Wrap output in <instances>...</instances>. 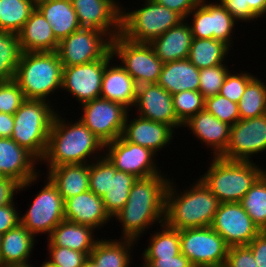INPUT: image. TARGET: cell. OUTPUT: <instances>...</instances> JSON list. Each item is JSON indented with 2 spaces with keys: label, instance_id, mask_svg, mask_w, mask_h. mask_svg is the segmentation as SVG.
Returning <instances> with one entry per match:
<instances>
[{
  "label": "cell",
  "instance_id": "obj_35",
  "mask_svg": "<svg viewBox=\"0 0 266 267\" xmlns=\"http://www.w3.org/2000/svg\"><path fill=\"white\" fill-rule=\"evenodd\" d=\"M151 233L148 246H145L142 258H171L181 253L180 231L165 224L159 225Z\"/></svg>",
  "mask_w": 266,
  "mask_h": 267
},
{
  "label": "cell",
  "instance_id": "obj_56",
  "mask_svg": "<svg viewBox=\"0 0 266 267\" xmlns=\"http://www.w3.org/2000/svg\"><path fill=\"white\" fill-rule=\"evenodd\" d=\"M83 267H98V266L96 265V263L90 257H88L85 260V262L83 264Z\"/></svg>",
  "mask_w": 266,
  "mask_h": 267
},
{
  "label": "cell",
  "instance_id": "obj_13",
  "mask_svg": "<svg viewBox=\"0 0 266 267\" xmlns=\"http://www.w3.org/2000/svg\"><path fill=\"white\" fill-rule=\"evenodd\" d=\"M111 39L92 28H80L59 41L57 54L63 66L103 59L111 51Z\"/></svg>",
  "mask_w": 266,
  "mask_h": 267
},
{
  "label": "cell",
  "instance_id": "obj_28",
  "mask_svg": "<svg viewBox=\"0 0 266 267\" xmlns=\"http://www.w3.org/2000/svg\"><path fill=\"white\" fill-rule=\"evenodd\" d=\"M36 240V237L21 223L7 231L1 237L0 267L31 262L29 257L33 255Z\"/></svg>",
  "mask_w": 266,
  "mask_h": 267
},
{
  "label": "cell",
  "instance_id": "obj_46",
  "mask_svg": "<svg viewBox=\"0 0 266 267\" xmlns=\"http://www.w3.org/2000/svg\"><path fill=\"white\" fill-rule=\"evenodd\" d=\"M47 260L59 267H83L88 256L84 252H78L66 247L47 246Z\"/></svg>",
  "mask_w": 266,
  "mask_h": 267
},
{
  "label": "cell",
  "instance_id": "obj_11",
  "mask_svg": "<svg viewBox=\"0 0 266 267\" xmlns=\"http://www.w3.org/2000/svg\"><path fill=\"white\" fill-rule=\"evenodd\" d=\"M185 20L190 26L193 38L220 40L233 49V32L235 33L238 23L220 2L200 0Z\"/></svg>",
  "mask_w": 266,
  "mask_h": 267
},
{
  "label": "cell",
  "instance_id": "obj_18",
  "mask_svg": "<svg viewBox=\"0 0 266 267\" xmlns=\"http://www.w3.org/2000/svg\"><path fill=\"white\" fill-rule=\"evenodd\" d=\"M81 28L104 32L111 40L121 34L119 0H71Z\"/></svg>",
  "mask_w": 266,
  "mask_h": 267
},
{
  "label": "cell",
  "instance_id": "obj_16",
  "mask_svg": "<svg viewBox=\"0 0 266 267\" xmlns=\"http://www.w3.org/2000/svg\"><path fill=\"white\" fill-rule=\"evenodd\" d=\"M113 58L110 51L103 59L76 66H63L62 91L72 95L79 104L101 96L106 64Z\"/></svg>",
  "mask_w": 266,
  "mask_h": 267
},
{
  "label": "cell",
  "instance_id": "obj_30",
  "mask_svg": "<svg viewBox=\"0 0 266 267\" xmlns=\"http://www.w3.org/2000/svg\"><path fill=\"white\" fill-rule=\"evenodd\" d=\"M200 70L188 59L163 64L158 84L171 95L181 91H199Z\"/></svg>",
  "mask_w": 266,
  "mask_h": 267
},
{
  "label": "cell",
  "instance_id": "obj_8",
  "mask_svg": "<svg viewBox=\"0 0 266 267\" xmlns=\"http://www.w3.org/2000/svg\"><path fill=\"white\" fill-rule=\"evenodd\" d=\"M111 51L137 86L158 83L164 63L149 43L133 42L119 34L111 41Z\"/></svg>",
  "mask_w": 266,
  "mask_h": 267
},
{
  "label": "cell",
  "instance_id": "obj_34",
  "mask_svg": "<svg viewBox=\"0 0 266 267\" xmlns=\"http://www.w3.org/2000/svg\"><path fill=\"white\" fill-rule=\"evenodd\" d=\"M230 51L231 48L220 40L193 38L187 59L200 70L226 63Z\"/></svg>",
  "mask_w": 266,
  "mask_h": 267
},
{
  "label": "cell",
  "instance_id": "obj_25",
  "mask_svg": "<svg viewBox=\"0 0 266 267\" xmlns=\"http://www.w3.org/2000/svg\"><path fill=\"white\" fill-rule=\"evenodd\" d=\"M17 34L23 52L57 51L59 41L53 34L52 26L37 8Z\"/></svg>",
  "mask_w": 266,
  "mask_h": 267
},
{
  "label": "cell",
  "instance_id": "obj_17",
  "mask_svg": "<svg viewBox=\"0 0 266 267\" xmlns=\"http://www.w3.org/2000/svg\"><path fill=\"white\" fill-rule=\"evenodd\" d=\"M210 227L229 247L248 245L261 232L240 202L221 203Z\"/></svg>",
  "mask_w": 266,
  "mask_h": 267
},
{
  "label": "cell",
  "instance_id": "obj_6",
  "mask_svg": "<svg viewBox=\"0 0 266 267\" xmlns=\"http://www.w3.org/2000/svg\"><path fill=\"white\" fill-rule=\"evenodd\" d=\"M52 105L54 103L43 100L26 99L13 114L14 127L11 138L39 161L44 157L51 125L59 111Z\"/></svg>",
  "mask_w": 266,
  "mask_h": 267
},
{
  "label": "cell",
  "instance_id": "obj_22",
  "mask_svg": "<svg viewBox=\"0 0 266 267\" xmlns=\"http://www.w3.org/2000/svg\"><path fill=\"white\" fill-rule=\"evenodd\" d=\"M183 127H187L197 141L211 150V157H220L226 151L231 126L205 109L192 116Z\"/></svg>",
  "mask_w": 266,
  "mask_h": 267
},
{
  "label": "cell",
  "instance_id": "obj_39",
  "mask_svg": "<svg viewBox=\"0 0 266 267\" xmlns=\"http://www.w3.org/2000/svg\"><path fill=\"white\" fill-rule=\"evenodd\" d=\"M255 76L246 86L238 102L240 119H250L266 114V83Z\"/></svg>",
  "mask_w": 266,
  "mask_h": 267
},
{
  "label": "cell",
  "instance_id": "obj_55",
  "mask_svg": "<svg viewBox=\"0 0 266 267\" xmlns=\"http://www.w3.org/2000/svg\"><path fill=\"white\" fill-rule=\"evenodd\" d=\"M244 7L249 9L258 17L266 16V0H242Z\"/></svg>",
  "mask_w": 266,
  "mask_h": 267
},
{
  "label": "cell",
  "instance_id": "obj_2",
  "mask_svg": "<svg viewBox=\"0 0 266 267\" xmlns=\"http://www.w3.org/2000/svg\"><path fill=\"white\" fill-rule=\"evenodd\" d=\"M62 115L58 111L55 114L40 164L53 168L64 164H89L103 157L105 144L79 118L72 122Z\"/></svg>",
  "mask_w": 266,
  "mask_h": 267
},
{
  "label": "cell",
  "instance_id": "obj_51",
  "mask_svg": "<svg viewBox=\"0 0 266 267\" xmlns=\"http://www.w3.org/2000/svg\"><path fill=\"white\" fill-rule=\"evenodd\" d=\"M141 261L146 267H194L182 253L171 258H143Z\"/></svg>",
  "mask_w": 266,
  "mask_h": 267
},
{
  "label": "cell",
  "instance_id": "obj_49",
  "mask_svg": "<svg viewBox=\"0 0 266 267\" xmlns=\"http://www.w3.org/2000/svg\"><path fill=\"white\" fill-rule=\"evenodd\" d=\"M220 4L230 13V15L239 22L255 21L258 17L249 9L244 7L242 0H218Z\"/></svg>",
  "mask_w": 266,
  "mask_h": 267
},
{
  "label": "cell",
  "instance_id": "obj_37",
  "mask_svg": "<svg viewBox=\"0 0 266 267\" xmlns=\"http://www.w3.org/2000/svg\"><path fill=\"white\" fill-rule=\"evenodd\" d=\"M240 204L260 231H266V171L256 180Z\"/></svg>",
  "mask_w": 266,
  "mask_h": 267
},
{
  "label": "cell",
  "instance_id": "obj_58",
  "mask_svg": "<svg viewBox=\"0 0 266 267\" xmlns=\"http://www.w3.org/2000/svg\"><path fill=\"white\" fill-rule=\"evenodd\" d=\"M40 267H59V266H56L54 264H51L47 259L43 262V264H41Z\"/></svg>",
  "mask_w": 266,
  "mask_h": 267
},
{
  "label": "cell",
  "instance_id": "obj_53",
  "mask_svg": "<svg viewBox=\"0 0 266 267\" xmlns=\"http://www.w3.org/2000/svg\"><path fill=\"white\" fill-rule=\"evenodd\" d=\"M259 267H266V231H261L249 244Z\"/></svg>",
  "mask_w": 266,
  "mask_h": 267
},
{
  "label": "cell",
  "instance_id": "obj_10",
  "mask_svg": "<svg viewBox=\"0 0 266 267\" xmlns=\"http://www.w3.org/2000/svg\"><path fill=\"white\" fill-rule=\"evenodd\" d=\"M180 248L194 267H212L225 264L229 246L207 226L180 230Z\"/></svg>",
  "mask_w": 266,
  "mask_h": 267
},
{
  "label": "cell",
  "instance_id": "obj_60",
  "mask_svg": "<svg viewBox=\"0 0 266 267\" xmlns=\"http://www.w3.org/2000/svg\"><path fill=\"white\" fill-rule=\"evenodd\" d=\"M212 267H227V265L226 264H223V265L212 266Z\"/></svg>",
  "mask_w": 266,
  "mask_h": 267
},
{
  "label": "cell",
  "instance_id": "obj_24",
  "mask_svg": "<svg viewBox=\"0 0 266 267\" xmlns=\"http://www.w3.org/2000/svg\"><path fill=\"white\" fill-rule=\"evenodd\" d=\"M116 60L111 59L105 66L100 97L123 104L130 111L131 109L133 111L137 84L127 71L115 62Z\"/></svg>",
  "mask_w": 266,
  "mask_h": 267
},
{
  "label": "cell",
  "instance_id": "obj_3",
  "mask_svg": "<svg viewBox=\"0 0 266 267\" xmlns=\"http://www.w3.org/2000/svg\"><path fill=\"white\" fill-rule=\"evenodd\" d=\"M170 178L165 192L164 224L184 230L211 226L221 202L197 177L183 191Z\"/></svg>",
  "mask_w": 266,
  "mask_h": 267
},
{
  "label": "cell",
  "instance_id": "obj_12",
  "mask_svg": "<svg viewBox=\"0 0 266 267\" xmlns=\"http://www.w3.org/2000/svg\"><path fill=\"white\" fill-rule=\"evenodd\" d=\"M81 122L104 144L122 136L130 111L123 104L99 97L81 104Z\"/></svg>",
  "mask_w": 266,
  "mask_h": 267
},
{
  "label": "cell",
  "instance_id": "obj_14",
  "mask_svg": "<svg viewBox=\"0 0 266 267\" xmlns=\"http://www.w3.org/2000/svg\"><path fill=\"white\" fill-rule=\"evenodd\" d=\"M262 152L266 153V114L239 119L232 125L226 151L220 157L226 160L252 162V157Z\"/></svg>",
  "mask_w": 266,
  "mask_h": 267
},
{
  "label": "cell",
  "instance_id": "obj_43",
  "mask_svg": "<svg viewBox=\"0 0 266 267\" xmlns=\"http://www.w3.org/2000/svg\"><path fill=\"white\" fill-rule=\"evenodd\" d=\"M230 70L226 75L219 94L232 102L238 103L242 94L245 92L247 84L256 76L246 70L236 71Z\"/></svg>",
  "mask_w": 266,
  "mask_h": 267
},
{
  "label": "cell",
  "instance_id": "obj_38",
  "mask_svg": "<svg viewBox=\"0 0 266 267\" xmlns=\"http://www.w3.org/2000/svg\"><path fill=\"white\" fill-rule=\"evenodd\" d=\"M22 53L18 34L0 30V82L14 80Z\"/></svg>",
  "mask_w": 266,
  "mask_h": 267
},
{
  "label": "cell",
  "instance_id": "obj_19",
  "mask_svg": "<svg viewBox=\"0 0 266 267\" xmlns=\"http://www.w3.org/2000/svg\"><path fill=\"white\" fill-rule=\"evenodd\" d=\"M133 108L136 110V115L167 124L174 131L183 127L175 114L172 95L158 83L137 86L136 101Z\"/></svg>",
  "mask_w": 266,
  "mask_h": 267
},
{
  "label": "cell",
  "instance_id": "obj_26",
  "mask_svg": "<svg viewBox=\"0 0 266 267\" xmlns=\"http://www.w3.org/2000/svg\"><path fill=\"white\" fill-rule=\"evenodd\" d=\"M193 36L186 20L168 29L164 34L152 40L149 44L155 55L163 62L187 59Z\"/></svg>",
  "mask_w": 266,
  "mask_h": 267
},
{
  "label": "cell",
  "instance_id": "obj_33",
  "mask_svg": "<svg viewBox=\"0 0 266 267\" xmlns=\"http://www.w3.org/2000/svg\"><path fill=\"white\" fill-rule=\"evenodd\" d=\"M137 179L132 174L118 171L109 160L108 191L102 197V201L111 218L127 203L130 190Z\"/></svg>",
  "mask_w": 266,
  "mask_h": 267
},
{
  "label": "cell",
  "instance_id": "obj_9",
  "mask_svg": "<svg viewBox=\"0 0 266 267\" xmlns=\"http://www.w3.org/2000/svg\"><path fill=\"white\" fill-rule=\"evenodd\" d=\"M45 178V185L36 193L27 211L19 214L20 223L36 238L41 234L49 236L65 219L64 199L51 180Z\"/></svg>",
  "mask_w": 266,
  "mask_h": 267
},
{
  "label": "cell",
  "instance_id": "obj_44",
  "mask_svg": "<svg viewBox=\"0 0 266 267\" xmlns=\"http://www.w3.org/2000/svg\"><path fill=\"white\" fill-rule=\"evenodd\" d=\"M109 159L104 155L89 163V190L101 198L108 191Z\"/></svg>",
  "mask_w": 266,
  "mask_h": 267
},
{
  "label": "cell",
  "instance_id": "obj_47",
  "mask_svg": "<svg viewBox=\"0 0 266 267\" xmlns=\"http://www.w3.org/2000/svg\"><path fill=\"white\" fill-rule=\"evenodd\" d=\"M41 175L42 172L34 178L30 179L28 182L24 183L23 185H21L19 182L15 181L12 178L0 176V207L15 202V196L18 193L31 187L34 182L36 184V182L39 181V178H42Z\"/></svg>",
  "mask_w": 266,
  "mask_h": 267
},
{
  "label": "cell",
  "instance_id": "obj_57",
  "mask_svg": "<svg viewBox=\"0 0 266 267\" xmlns=\"http://www.w3.org/2000/svg\"><path fill=\"white\" fill-rule=\"evenodd\" d=\"M32 265L33 264L28 262V263H25V264H9V265H5V266H2V267H33Z\"/></svg>",
  "mask_w": 266,
  "mask_h": 267
},
{
  "label": "cell",
  "instance_id": "obj_42",
  "mask_svg": "<svg viewBox=\"0 0 266 267\" xmlns=\"http://www.w3.org/2000/svg\"><path fill=\"white\" fill-rule=\"evenodd\" d=\"M204 109L230 126L240 119L238 103L232 102L220 94L205 98Z\"/></svg>",
  "mask_w": 266,
  "mask_h": 267
},
{
  "label": "cell",
  "instance_id": "obj_4",
  "mask_svg": "<svg viewBox=\"0 0 266 267\" xmlns=\"http://www.w3.org/2000/svg\"><path fill=\"white\" fill-rule=\"evenodd\" d=\"M62 76L63 65L56 51L23 52L14 81L26 99L52 103L50 97L61 91Z\"/></svg>",
  "mask_w": 266,
  "mask_h": 267
},
{
  "label": "cell",
  "instance_id": "obj_59",
  "mask_svg": "<svg viewBox=\"0 0 266 267\" xmlns=\"http://www.w3.org/2000/svg\"><path fill=\"white\" fill-rule=\"evenodd\" d=\"M47 1H52V0H32V2L34 3L35 6H37L43 2H47Z\"/></svg>",
  "mask_w": 266,
  "mask_h": 267
},
{
  "label": "cell",
  "instance_id": "obj_50",
  "mask_svg": "<svg viewBox=\"0 0 266 267\" xmlns=\"http://www.w3.org/2000/svg\"><path fill=\"white\" fill-rule=\"evenodd\" d=\"M17 207L14 202L0 207V235L5 234L20 223V212H18Z\"/></svg>",
  "mask_w": 266,
  "mask_h": 267
},
{
  "label": "cell",
  "instance_id": "obj_54",
  "mask_svg": "<svg viewBox=\"0 0 266 267\" xmlns=\"http://www.w3.org/2000/svg\"><path fill=\"white\" fill-rule=\"evenodd\" d=\"M14 127V115L0 112V137L11 138Z\"/></svg>",
  "mask_w": 266,
  "mask_h": 267
},
{
  "label": "cell",
  "instance_id": "obj_32",
  "mask_svg": "<svg viewBox=\"0 0 266 267\" xmlns=\"http://www.w3.org/2000/svg\"><path fill=\"white\" fill-rule=\"evenodd\" d=\"M36 8L52 26L53 34L58 41L81 28L71 0L47 1Z\"/></svg>",
  "mask_w": 266,
  "mask_h": 267
},
{
  "label": "cell",
  "instance_id": "obj_21",
  "mask_svg": "<svg viewBox=\"0 0 266 267\" xmlns=\"http://www.w3.org/2000/svg\"><path fill=\"white\" fill-rule=\"evenodd\" d=\"M40 161L12 138L0 137V176L9 177L21 185L39 175Z\"/></svg>",
  "mask_w": 266,
  "mask_h": 267
},
{
  "label": "cell",
  "instance_id": "obj_29",
  "mask_svg": "<svg viewBox=\"0 0 266 267\" xmlns=\"http://www.w3.org/2000/svg\"><path fill=\"white\" fill-rule=\"evenodd\" d=\"M47 169L45 175L56 186L64 201L89 190V164H64Z\"/></svg>",
  "mask_w": 266,
  "mask_h": 267
},
{
  "label": "cell",
  "instance_id": "obj_27",
  "mask_svg": "<svg viewBox=\"0 0 266 267\" xmlns=\"http://www.w3.org/2000/svg\"><path fill=\"white\" fill-rule=\"evenodd\" d=\"M95 230L86 225L68 220L61 221L46 238L47 246L66 247L78 252H84L88 257L96 242Z\"/></svg>",
  "mask_w": 266,
  "mask_h": 267
},
{
  "label": "cell",
  "instance_id": "obj_20",
  "mask_svg": "<svg viewBox=\"0 0 266 267\" xmlns=\"http://www.w3.org/2000/svg\"><path fill=\"white\" fill-rule=\"evenodd\" d=\"M130 112L132 111L127 114L122 132V137L126 141L148 148L156 155L171 144L176 131L169 125L144 119L138 115L132 118L135 115H130Z\"/></svg>",
  "mask_w": 266,
  "mask_h": 267
},
{
  "label": "cell",
  "instance_id": "obj_40",
  "mask_svg": "<svg viewBox=\"0 0 266 267\" xmlns=\"http://www.w3.org/2000/svg\"><path fill=\"white\" fill-rule=\"evenodd\" d=\"M172 101L177 119L182 125L204 110L205 98L199 91H181L172 95Z\"/></svg>",
  "mask_w": 266,
  "mask_h": 267
},
{
  "label": "cell",
  "instance_id": "obj_5",
  "mask_svg": "<svg viewBox=\"0 0 266 267\" xmlns=\"http://www.w3.org/2000/svg\"><path fill=\"white\" fill-rule=\"evenodd\" d=\"M210 166L199 179L221 203L240 202L256 180L266 171L252 161H233L211 157Z\"/></svg>",
  "mask_w": 266,
  "mask_h": 267
},
{
  "label": "cell",
  "instance_id": "obj_41",
  "mask_svg": "<svg viewBox=\"0 0 266 267\" xmlns=\"http://www.w3.org/2000/svg\"><path fill=\"white\" fill-rule=\"evenodd\" d=\"M228 66L227 63H224L218 66L200 69L199 92L204 98L219 94L226 75L230 71Z\"/></svg>",
  "mask_w": 266,
  "mask_h": 267
},
{
  "label": "cell",
  "instance_id": "obj_52",
  "mask_svg": "<svg viewBox=\"0 0 266 267\" xmlns=\"http://www.w3.org/2000/svg\"><path fill=\"white\" fill-rule=\"evenodd\" d=\"M180 14L184 19L200 3V0H153Z\"/></svg>",
  "mask_w": 266,
  "mask_h": 267
},
{
  "label": "cell",
  "instance_id": "obj_48",
  "mask_svg": "<svg viewBox=\"0 0 266 267\" xmlns=\"http://www.w3.org/2000/svg\"><path fill=\"white\" fill-rule=\"evenodd\" d=\"M225 264L227 267H259L248 245L229 247Z\"/></svg>",
  "mask_w": 266,
  "mask_h": 267
},
{
  "label": "cell",
  "instance_id": "obj_45",
  "mask_svg": "<svg viewBox=\"0 0 266 267\" xmlns=\"http://www.w3.org/2000/svg\"><path fill=\"white\" fill-rule=\"evenodd\" d=\"M25 100L24 93L14 80L0 82V112L14 114Z\"/></svg>",
  "mask_w": 266,
  "mask_h": 267
},
{
  "label": "cell",
  "instance_id": "obj_23",
  "mask_svg": "<svg viewBox=\"0 0 266 267\" xmlns=\"http://www.w3.org/2000/svg\"><path fill=\"white\" fill-rule=\"evenodd\" d=\"M65 220L92 227H106L112 221L100 196L88 190L64 201ZM109 222V223H108Z\"/></svg>",
  "mask_w": 266,
  "mask_h": 267
},
{
  "label": "cell",
  "instance_id": "obj_31",
  "mask_svg": "<svg viewBox=\"0 0 266 267\" xmlns=\"http://www.w3.org/2000/svg\"><path fill=\"white\" fill-rule=\"evenodd\" d=\"M138 241L124 238H100L89 257L98 267H130L133 263V247ZM132 252V253H131Z\"/></svg>",
  "mask_w": 266,
  "mask_h": 267
},
{
  "label": "cell",
  "instance_id": "obj_36",
  "mask_svg": "<svg viewBox=\"0 0 266 267\" xmlns=\"http://www.w3.org/2000/svg\"><path fill=\"white\" fill-rule=\"evenodd\" d=\"M35 8L32 0H0V30L18 33Z\"/></svg>",
  "mask_w": 266,
  "mask_h": 267
},
{
  "label": "cell",
  "instance_id": "obj_15",
  "mask_svg": "<svg viewBox=\"0 0 266 267\" xmlns=\"http://www.w3.org/2000/svg\"><path fill=\"white\" fill-rule=\"evenodd\" d=\"M104 155L118 171L146 178L156 174H165L159 168L157 155L150 149L126 141L122 136L105 144ZM158 166V167H157Z\"/></svg>",
  "mask_w": 266,
  "mask_h": 267
},
{
  "label": "cell",
  "instance_id": "obj_7",
  "mask_svg": "<svg viewBox=\"0 0 266 267\" xmlns=\"http://www.w3.org/2000/svg\"><path fill=\"white\" fill-rule=\"evenodd\" d=\"M142 1L143 5L136 10L121 6V35L130 41L150 43L185 20L177 12L153 0Z\"/></svg>",
  "mask_w": 266,
  "mask_h": 267
},
{
  "label": "cell",
  "instance_id": "obj_1",
  "mask_svg": "<svg viewBox=\"0 0 266 267\" xmlns=\"http://www.w3.org/2000/svg\"><path fill=\"white\" fill-rule=\"evenodd\" d=\"M167 175L156 174L134 182L127 203L112 217L122 225L119 237L139 242L153 225L164 224L165 192L170 180Z\"/></svg>",
  "mask_w": 266,
  "mask_h": 267
}]
</instances>
